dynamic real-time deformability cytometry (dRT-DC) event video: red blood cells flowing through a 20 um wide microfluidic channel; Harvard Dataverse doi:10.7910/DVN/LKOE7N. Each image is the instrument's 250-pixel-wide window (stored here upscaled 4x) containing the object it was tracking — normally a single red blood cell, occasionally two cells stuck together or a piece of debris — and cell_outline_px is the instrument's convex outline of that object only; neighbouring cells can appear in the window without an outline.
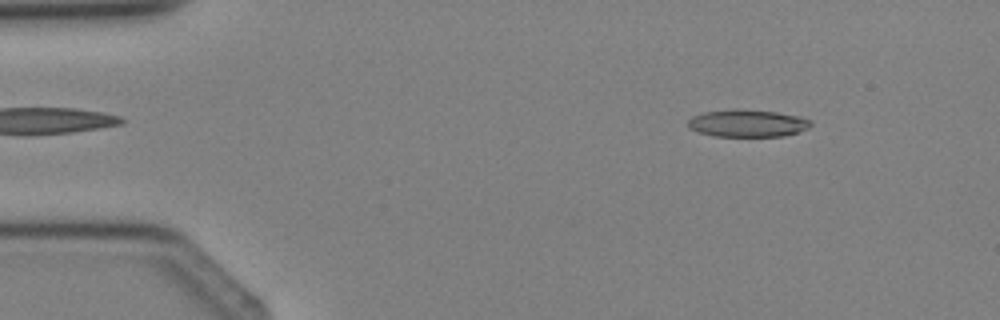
{"species": "Egyptian fruit bat (a non-hibernating species)", "species_latin": "Rousettus aegyptiacus", "temperature_condition": "cold", "stored_images_in_passage": 2, "camera_frame_rate_fps": 3000, "um_per_image_px": 0.085, "animal": {"sex": "female"}, "frame": {"image": 1, "passage_image": 2, "time_ms": 2.0, "image_size_px": [1000, 320], "cell_outline_px": [[812, 124], [808, 128], [784, 136], [716, 136], [700, 132], [688, 128], [688, 120], [692, 116], [704, 112], [736, 108], [740, 108], [776, 112], [800, 116], [812, 120]], "centroid_in_image_um": [63.54, 10.46], "position_along_channel_um": 21.5, "area_um2": 19.65}}